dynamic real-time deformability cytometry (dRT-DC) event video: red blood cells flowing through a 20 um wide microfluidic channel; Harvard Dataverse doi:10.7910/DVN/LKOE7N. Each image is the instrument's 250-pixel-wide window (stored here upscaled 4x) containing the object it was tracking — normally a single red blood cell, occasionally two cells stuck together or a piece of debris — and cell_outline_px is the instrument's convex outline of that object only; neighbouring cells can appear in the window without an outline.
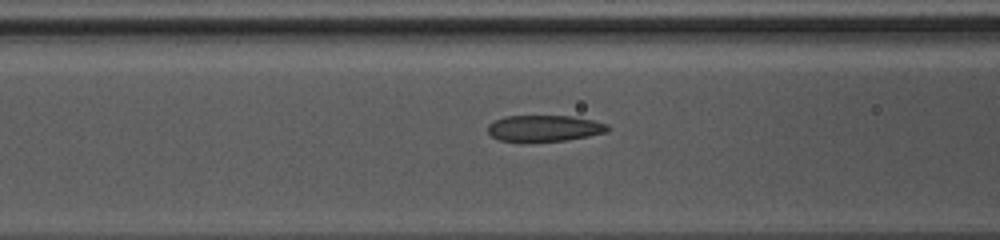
{"species": "common noctule bat (a hibernating species)", "species_latin": "Nyctalus noctula", "temperature_condition": "warm", "stored_images_in_passage": 24, "camera_frame_rate_fps": 3000, "um_per_image_px": 0.085, "animal": {"sex": "female", "body_mass_g": 10.0, "forearm_length_mm": 53.1}, "frame": {"image": 1, "passage_image": 19, "time_ms": 6.0, "image_size_px": [1000, 240], "cell_outline_px": [[612, 128], [608, 132], [568, 140], [500, 140], [492, 136], [488, 132], [488, 124], [496, 120], [508, 116], [572, 116], [592, 120], [608, 124]], "centroid_in_image_um": [46.34, 10.88], "position_along_channel_um": 120.3, "area_um2": 17.98}}